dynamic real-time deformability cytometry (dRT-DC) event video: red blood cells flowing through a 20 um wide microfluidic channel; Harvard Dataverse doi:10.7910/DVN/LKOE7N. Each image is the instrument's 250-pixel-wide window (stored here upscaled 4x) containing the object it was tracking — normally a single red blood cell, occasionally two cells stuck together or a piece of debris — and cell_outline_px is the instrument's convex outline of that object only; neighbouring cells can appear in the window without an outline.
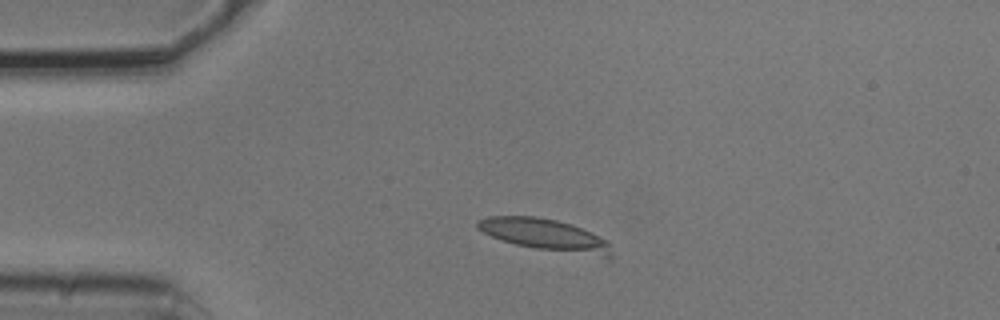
{"species": "common noctule bat (a hibernating species)", "species_latin": "Nyctalus noctula", "temperature_condition": "cold", "stored_images_in_passage": 2, "camera_frame_rate_fps": 3000, "um_per_image_px": 0.085, "animal": {"sex": "male", "body_mass_g": 20.5, "forearm_length_mm": 52.5}, "frame": {"image": 1, "passage_image": 1, "time_ms": 0.0, "image_size_px": [1000, 320], "cell_outline_px": [[612, 260], [608, 260], [536, 248], [516, 244], [492, 236], [476, 228], [476, 224], [480, 220], [488, 216], [536, 216], [556, 220], [592, 232], [608, 240], [612, 252]], "centroid_in_image_um": [46.46, 20.01], "position_along_channel_um": 38.5, "area_um2": 25.03}}